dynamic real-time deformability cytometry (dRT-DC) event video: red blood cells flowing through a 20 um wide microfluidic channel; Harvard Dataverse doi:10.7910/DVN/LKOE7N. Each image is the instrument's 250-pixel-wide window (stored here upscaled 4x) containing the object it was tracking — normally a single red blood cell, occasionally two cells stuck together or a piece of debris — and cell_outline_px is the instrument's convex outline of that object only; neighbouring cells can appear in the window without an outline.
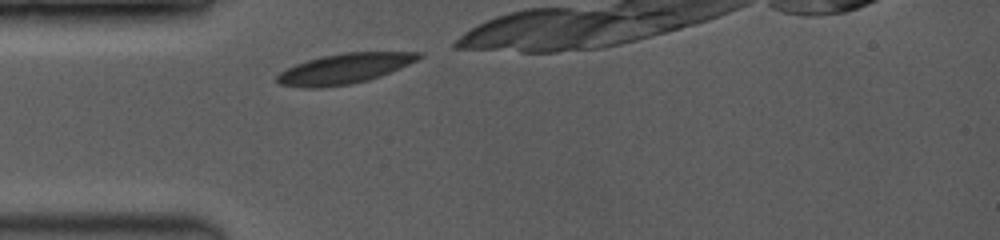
{"species": "common noctule bat (a hibernating species)", "species_latin": "Nyctalus noctula", "temperature_condition": "room temperature", "stored_images_in_passage": 20, "camera_frame_rate_fps": 3500, "um_per_image_px": 0.085, "animal": {"sex": "female", "body_mass_g": 19.0, "forearm_length_mm": 53.3}, "frame": {"image": 1, "passage_image": 1, "time_ms": 0.0, "image_size_px": [1000, 240], "cell_outline_px": [[424, 56], [408, 64], [368, 80], [352, 84], [320, 88], [304, 88], [280, 84], [276, 80], [276, 76], [280, 72], [296, 64], [320, 56], [344, 52], [424, 52]], "centroid_in_image_um": [29.25, 5.83], "position_along_channel_um": 55.7, "area_um2": 24.74}}
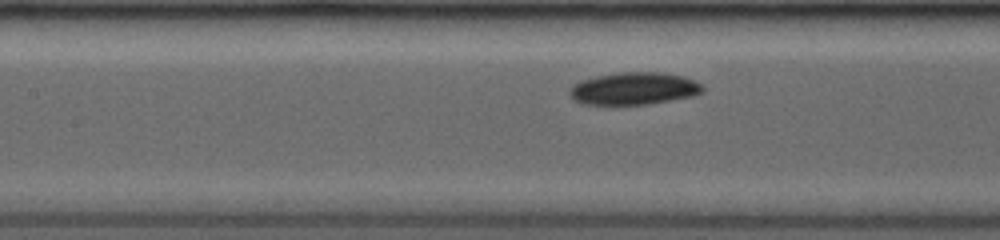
{"frame": {"image": 2, "passage_image": 14, "time_ms": 2.571, "image_size_px": [1000, 240], "cell_outline_px": [[704, 92], [692, 96], [648, 104], [580, 104], [568, 92], [568, 88], [580, 80], [596, 76], [620, 72], [660, 72], [684, 76], [700, 84], [704, 88]], "centroid_in_image_um": [53.87, 7.52], "position_along_channel_um": 153.5, "area_um2": 25.03}}
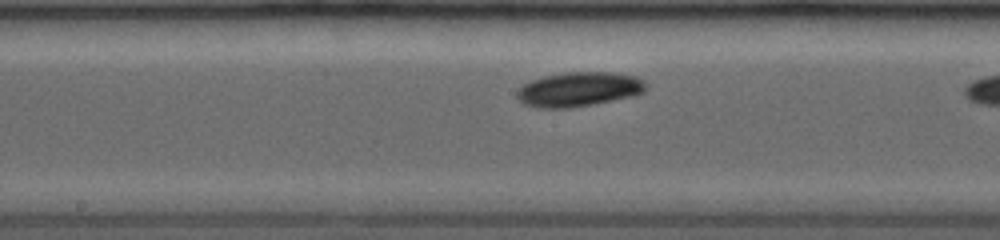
{"frame": {"image": 3, "passage_image": 17, "time_ms": 3.714, "image_size_px": [1000, 240], "cell_outline_px": [[648, 88], [644, 92], [632, 96], [572, 108], [536, 108], [524, 104], [516, 96], [516, 92], [524, 84], [532, 80], [544, 76], [564, 72], [612, 72], [636, 76], [644, 80]], "centroid_in_image_um": [49.21, 7.59], "position_along_channel_um": 199.0, "area_um2": 26.01}}